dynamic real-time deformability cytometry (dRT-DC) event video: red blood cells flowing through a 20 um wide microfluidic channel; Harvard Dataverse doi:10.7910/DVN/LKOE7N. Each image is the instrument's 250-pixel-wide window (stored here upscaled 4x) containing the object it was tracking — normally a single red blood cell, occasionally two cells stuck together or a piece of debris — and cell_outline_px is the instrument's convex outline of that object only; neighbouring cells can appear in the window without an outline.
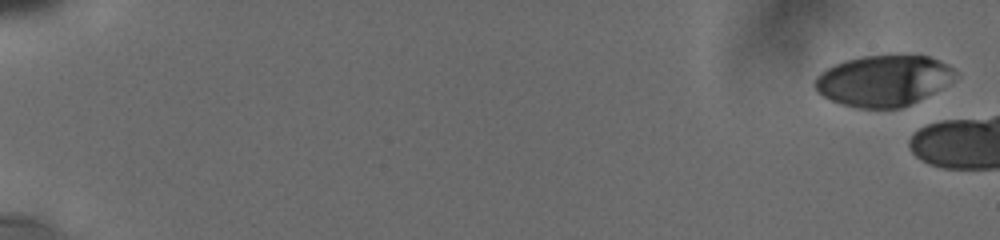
{"species": "human", "species_latin": "Homo sapiens", "temperature_condition": "cold", "stored_images_in_passage": 10, "camera_frame_rate_fps": 3000, "um_per_image_px": 0.085, "donor": {"sex": "male"}, "frame": {"image": 1, "passage_image": 1, "time_ms": 0.0, "image_size_px": [1000, 240], "cell_outline_px": [[952, 72], [940, 88], [900, 108], [856, 108], [840, 104], [824, 96], [816, 88], [816, 76], [820, 72], [836, 64], [848, 60], [864, 56], [900, 52], [928, 56], [948, 64], [952, 68]], "centroid_in_image_um": [75.03, 6.81], "position_along_channel_um": 10.0, "area_um2": 41.1}}